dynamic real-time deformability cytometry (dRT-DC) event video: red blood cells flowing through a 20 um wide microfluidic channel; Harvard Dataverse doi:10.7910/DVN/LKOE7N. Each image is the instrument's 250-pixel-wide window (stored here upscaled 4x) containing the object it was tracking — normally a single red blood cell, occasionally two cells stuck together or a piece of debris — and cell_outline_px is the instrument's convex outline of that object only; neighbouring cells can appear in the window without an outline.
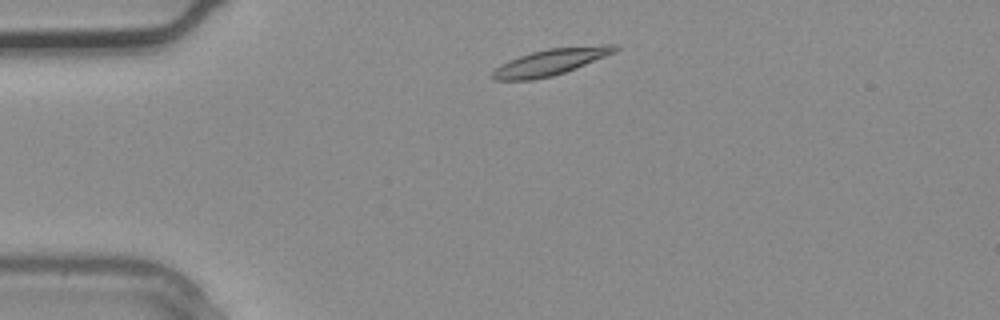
{"species": "common noctule bat (a hibernating species)", "species_latin": "Nyctalus noctula", "temperature_condition": "warm", "stored_images_in_passage": 1, "camera_frame_rate_fps": 3000, "um_per_image_px": 0.085, "animal": {"sex": "male", "body_mass_g": 20.4}, "frame": {"image": 1, "passage_image": 1, "time_ms": 0.0, "image_size_px": [1000, 320], "cell_outline_px": [[620, 48], [616, 52], [576, 68], [552, 76], [532, 80], [496, 80], [492, 76], [492, 72], [500, 64], [508, 60], [532, 52], [548, 48], [604, 44], [616, 44]], "centroid_in_image_um": [46.84, 5.25], "position_along_channel_um": 38.2, "area_um2": 18.84}}